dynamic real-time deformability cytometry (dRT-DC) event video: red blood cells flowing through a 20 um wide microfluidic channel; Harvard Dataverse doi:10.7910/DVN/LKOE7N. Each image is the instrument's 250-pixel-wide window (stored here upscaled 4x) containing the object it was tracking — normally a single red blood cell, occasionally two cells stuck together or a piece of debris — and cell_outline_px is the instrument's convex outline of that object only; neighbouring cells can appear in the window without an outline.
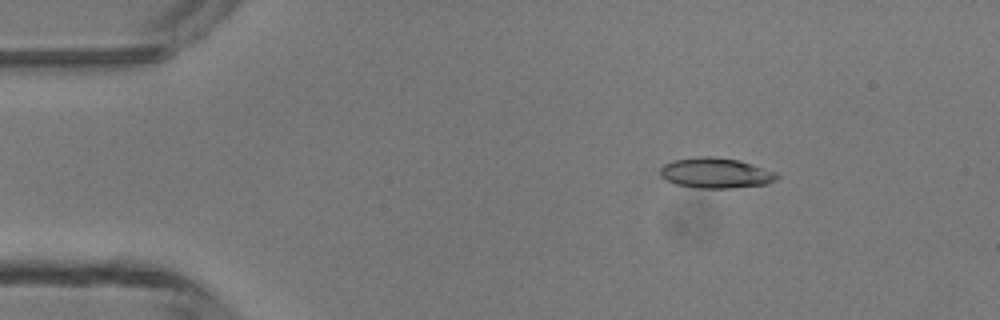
{"species": "common noctule bat (a hibernating species)", "species_latin": "Nyctalus noctula", "temperature_condition": "room temperature", "stored_images_in_passage": 2, "camera_frame_rate_fps": 3000, "um_per_image_px": 0.085, "animal": {"sex": "male", "body_mass_g": 13.3}, "frame": {"image": 1, "passage_image": 1, "time_ms": 0.0, "image_size_px": [1000, 320], "cell_outline_px": [[780, 176], [776, 180], [768, 184], [732, 188], [700, 188], [676, 184], [660, 176], [660, 168], [664, 164], [676, 160], [696, 156], [712, 156], [736, 160], [752, 164], [776, 172]], "centroid_in_image_um": [60.86, 14.71], "position_along_channel_um": 24.1, "area_um2": 20.58}}